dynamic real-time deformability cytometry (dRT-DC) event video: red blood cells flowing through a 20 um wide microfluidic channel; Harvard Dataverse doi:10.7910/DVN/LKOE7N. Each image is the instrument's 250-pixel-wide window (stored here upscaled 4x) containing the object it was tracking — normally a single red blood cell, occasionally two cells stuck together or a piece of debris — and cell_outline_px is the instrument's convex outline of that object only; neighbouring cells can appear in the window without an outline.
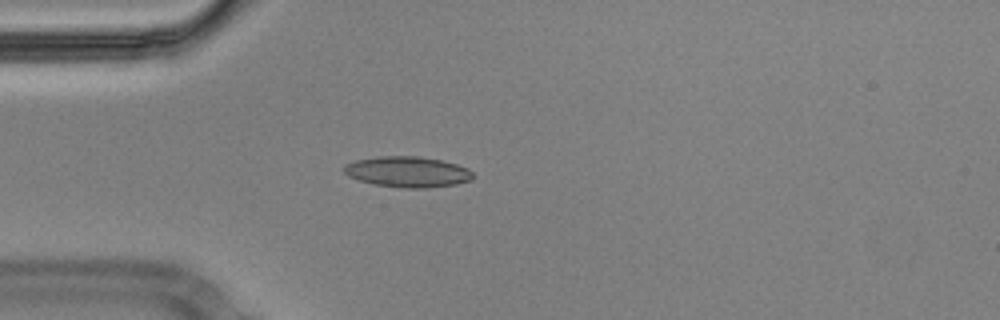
{"species": "Egyptian fruit bat (a non-hibernating species)", "species_latin": "Rousettus aegyptiacus", "temperature_condition": "cold", "stored_images_in_passage": 42, "camera_frame_rate_fps": 3000, "um_per_image_px": 0.085, "animal": {"sex": "male"}, "frame": {"image": 1, "passage_image": 1, "time_ms": 0.0, "image_size_px": [1000, 320], "cell_outline_px": [[472, 180], [456, 184], [428, 188], [404, 188], [376, 184], [360, 180], [348, 176], [344, 172], [344, 164], [356, 160], [380, 156], [420, 156], [440, 160], [456, 164], [468, 168], [472, 172]], "centroid_in_image_um": [34.65, 14.6], "position_along_channel_um": 50.3, "area_um2": 23.0}}
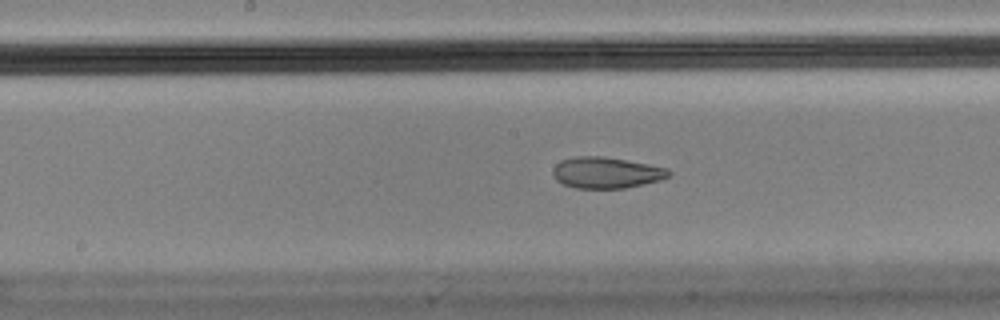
{"frame": {"image": 2, "passage_image": 14, "time_ms": 4.333, "image_size_px": [1000, 320], "cell_outline_px": [[672, 172], [668, 176], [660, 180], [644, 184], [624, 188], [576, 188], [564, 184], [556, 180], [552, 172], [552, 168], [560, 160], [576, 156], [604, 156], [648, 164], [668, 168]], "centroid_in_image_um": [51.52, 14.67], "position_along_channel_um": 196.7, "area_um2": 21.1}}
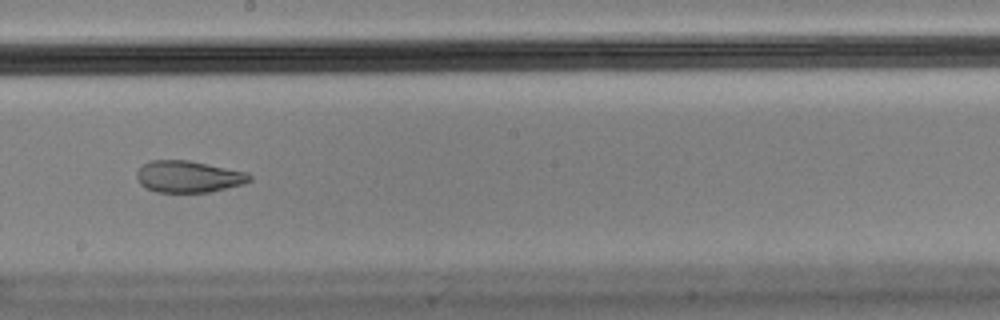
{"frame": {"image": 3, "passage_image": 17, "time_ms": 5.333, "image_size_px": [1000, 320], "cell_outline_px": [[252, 180], [240, 184], [208, 192], [156, 192], [140, 184], [136, 176], [136, 172], [144, 164], [152, 160], [188, 160], [248, 172], [252, 176]], "centroid_in_image_um": [16.01, 15.0], "position_along_channel_um": 232.2, "area_um2": 20.63}, "authors_computed_cell_mechanics": {"area_um2": 22.9755, "velocity_mm_per_s": 3.5748, "shape_relaxation_time_tau1_ms": null, "shape_relaxation_time_tau2_ms": 1.814, "deformation_change_tau1": null, "deformation_change_tau2": 0.0575}}